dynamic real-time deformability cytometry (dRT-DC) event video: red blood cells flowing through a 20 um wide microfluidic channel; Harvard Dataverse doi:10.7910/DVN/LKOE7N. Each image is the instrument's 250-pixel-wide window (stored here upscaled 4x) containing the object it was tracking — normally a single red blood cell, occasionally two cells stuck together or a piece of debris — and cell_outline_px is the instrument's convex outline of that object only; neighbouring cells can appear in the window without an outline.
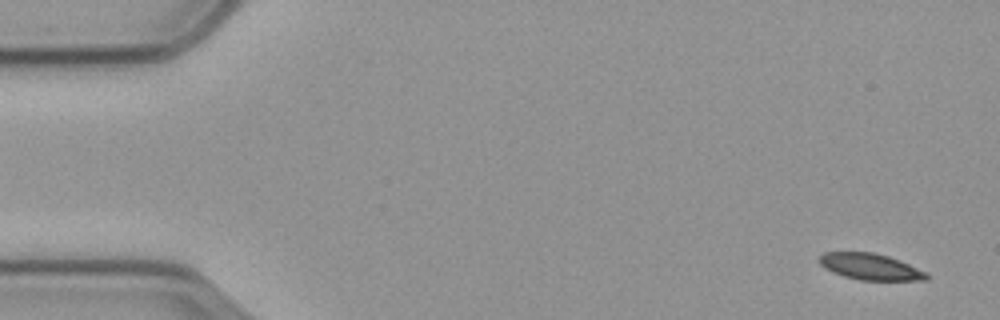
{"species": "common noctule bat (a hibernating species)", "species_latin": "Nyctalus noctula", "temperature_condition": "cold", "stored_images_in_passage": 57, "camera_frame_rate_fps": 3000, "um_per_image_px": 0.085, "animal": {"sex": "male", "body_mass_g": 23.1, "forearm_length_mm": 52.7}, "frame": {"image": 1, "passage_image": 2, "time_ms": 0.333, "image_size_px": [1000, 320], "cell_outline_px": [[928, 280], [860, 280], [844, 276], [832, 272], [824, 268], [820, 264], [820, 256], [824, 252], [876, 252], [900, 260], [924, 272], [928, 276]], "centroid_in_image_um": [73.94, 22.66], "position_along_channel_um": 11.1, "area_um2": 16.3}}
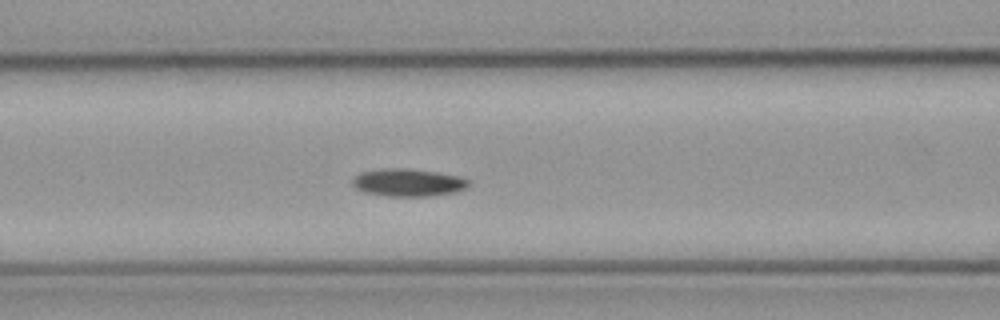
{"frame": {"image": 2, "passage_image": 23, "time_ms": 7.333, "image_size_px": [1000, 320], "cell_outline_px": [[468, 184], [464, 188], [456, 192], [428, 196], [388, 196], [364, 192], [356, 188], [352, 184], [352, 180], [360, 172], [388, 168], [404, 168], [436, 172], [456, 176], [468, 180]], "centroid_in_image_um": [34.64, 15.52], "position_along_channel_um": 132.0, "area_um2": 18.38}}
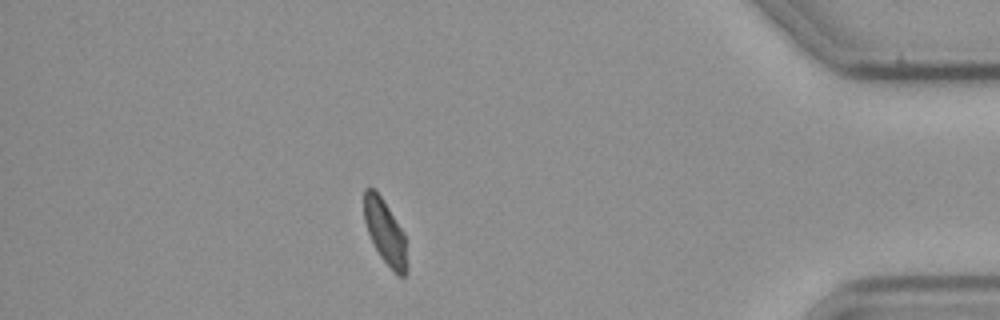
{"frame": {"image": 3, "passage_image": 50, "time_ms": 16.333, "image_size_px": [1000, 320], "cell_outline_px": [[404, 276], [396, 276], [380, 256], [368, 232], [364, 220], [364, 188], [372, 188], [380, 196], [404, 232]], "centroid_in_image_um": [32.68, 19.69], "position_along_channel_um": 402.5, "area_um2": 15.32}, "authors_computed_cell_mechanics": {"area_um2": 17.629, "velocity_mm_per_s": 3.54, "shape_relaxation_time_tau1_ms": 10.8248, "shape_relaxation_time_tau2_ms": null, "deformation_change_tau1": 0.1795, "deformation_change_tau2": null}}